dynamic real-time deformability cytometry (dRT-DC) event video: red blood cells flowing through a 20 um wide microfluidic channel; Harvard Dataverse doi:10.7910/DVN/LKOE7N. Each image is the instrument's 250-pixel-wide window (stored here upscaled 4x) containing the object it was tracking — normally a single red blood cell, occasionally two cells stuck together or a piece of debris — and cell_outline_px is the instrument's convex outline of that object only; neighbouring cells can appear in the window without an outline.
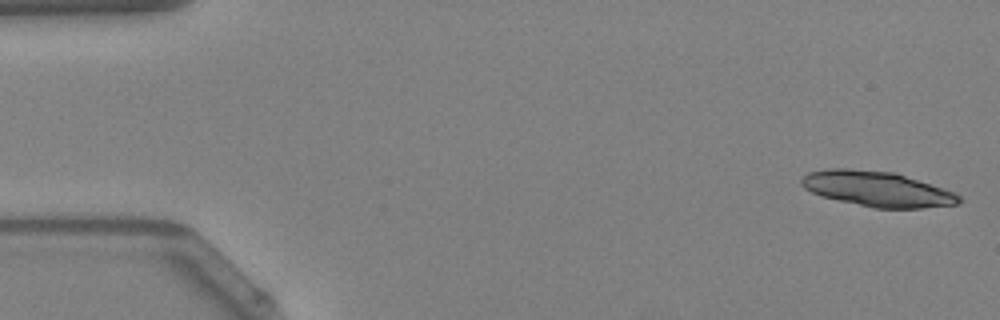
{"species": "Egyptian fruit bat (a non-hibernating species)", "species_latin": "Rousettus aegyptiacus", "temperature_condition": "warm", "stored_images_in_passage": 19, "camera_frame_rate_fps": 3000, "um_per_image_px": 0.085, "animal": {"sex": "female"}, "frame": {"image": 1, "passage_image": 1, "time_ms": 0.0, "image_size_px": [1000, 320], "cell_outline_px": [[964, 200], [956, 204], [924, 208], [872, 208], [820, 196], [804, 188], [800, 184], [800, 180], [808, 172], [828, 168], [848, 168], [896, 172], [956, 192]], "centroid_in_image_um": [74.57, 16.05], "position_along_channel_um": 10.4, "area_um2": 32.71}}